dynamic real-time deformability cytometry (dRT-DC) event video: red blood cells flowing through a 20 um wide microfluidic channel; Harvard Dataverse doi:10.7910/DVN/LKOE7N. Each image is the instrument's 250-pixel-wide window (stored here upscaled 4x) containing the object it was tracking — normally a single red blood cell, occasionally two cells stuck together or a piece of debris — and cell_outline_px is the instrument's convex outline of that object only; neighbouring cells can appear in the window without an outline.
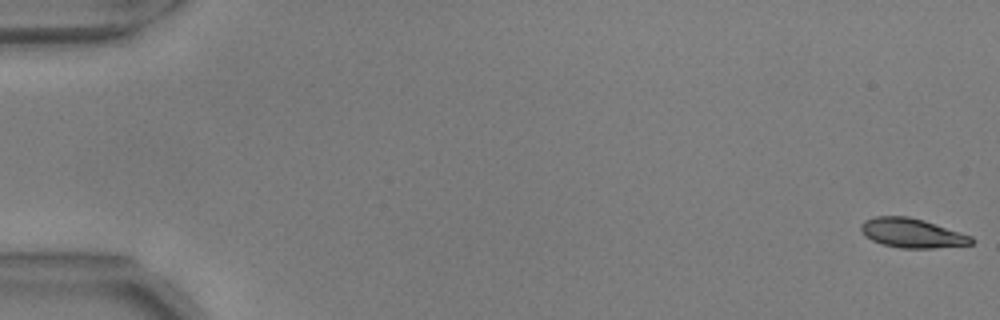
{"species": "common noctule bat (a hibernating species)", "species_latin": "Nyctalus noctula", "temperature_condition": "warm", "stored_images_in_passage": 55, "camera_frame_rate_fps": 3000, "um_per_image_px": 0.085, "animal": {"sex": "male", "body_mass_g": 17.9, "forearm_length_mm": 54.2}, "frame": {"image": 1, "passage_image": 1, "time_ms": 0.0, "image_size_px": [1000, 320], "cell_outline_px": [[976, 240], [972, 244], [932, 248], [900, 248], [884, 244], [872, 240], [864, 236], [860, 232], [860, 224], [864, 220], [876, 216], [908, 216], [924, 220], [972, 236]], "centroid_in_image_um": [77.5, 19.8], "position_along_channel_um": 7.5, "area_um2": 18.96}}
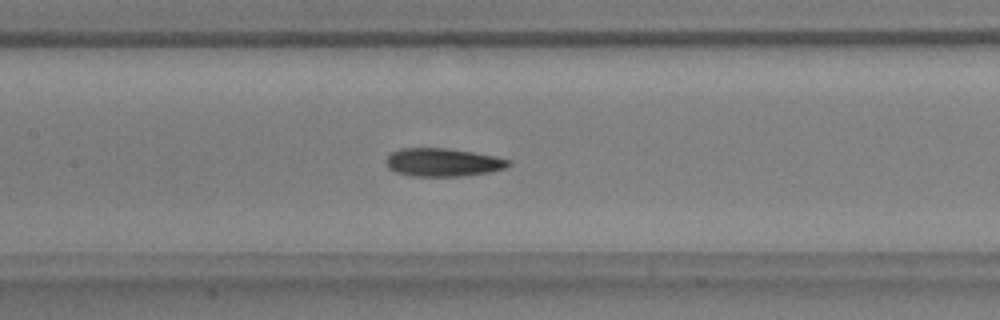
{"frame": {"image": 2, "passage_image": 27, "time_ms": 8.667, "image_size_px": [1000, 320], "cell_outline_px": [[512, 164], [508, 168], [488, 172], [464, 176], [412, 176], [396, 172], [388, 168], [384, 160], [392, 152], [400, 148], [448, 148], [496, 156], [512, 160]], "centroid_in_image_um": [37.67, 13.8], "position_along_channel_um": 169.7, "area_um2": 20.35}}
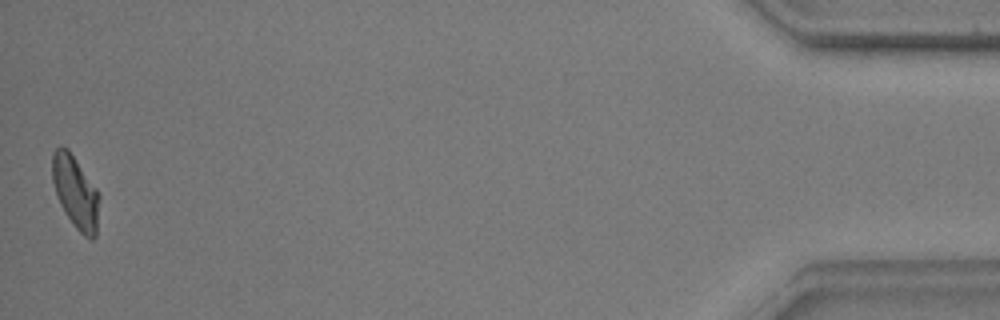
{"frame": {"image": 3, "passage_image": 55, "time_ms": 18.0, "image_size_px": [1000, 320], "cell_outline_px": [[100, 196], [96, 236], [92, 240], [84, 236], [76, 228], [60, 204], [56, 196], [52, 180], [52, 152], [56, 148], [68, 148], [96, 188]], "centroid_in_image_um": [6.42, 16.34], "position_along_channel_um": 428.8, "area_um2": 19.77}, "authors_computed_cell_mechanics": {"area_um2": 19.7676, "velocity_mm_per_s": 3.6943, "shape_relaxation_time_tau1_ms": 4.1551, "shape_relaxation_time_tau2_ms": 2.9083, "deformation_change_tau1": 0.1661, "deformation_change_tau2": 0.0984}}